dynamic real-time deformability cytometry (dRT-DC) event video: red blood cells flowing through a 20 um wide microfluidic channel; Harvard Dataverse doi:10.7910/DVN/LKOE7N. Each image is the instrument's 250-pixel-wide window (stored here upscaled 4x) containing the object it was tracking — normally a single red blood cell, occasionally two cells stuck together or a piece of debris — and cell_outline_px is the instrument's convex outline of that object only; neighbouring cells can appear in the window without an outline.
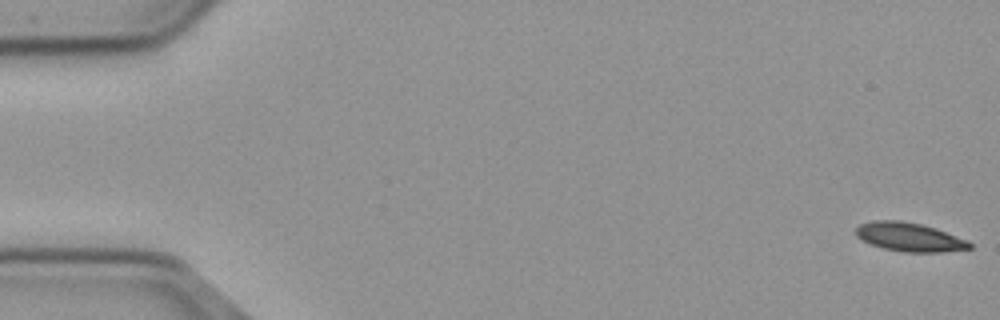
{"species": "common noctule bat (a hibernating species)", "species_latin": "Nyctalus noctula", "temperature_condition": "cold", "stored_images_in_passage": 56, "camera_frame_rate_fps": 3000, "um_per_image_px": 0.085, "animal": {"sex": "male", "body_mass_g": 23.1, "forearm_length_mm": 52.7}, "frame": {"image": 1, "passage_image": 1, "time_ms": 0.0, "image_size_px": [1000, 320], "cell_outline_px": [[972, 248], [940, 252], [904, 252], [884, 248], [872, 244], [856, 236], [856, 228], [860, 224], [872, 220], [900, 220], [920, 224], [936, 228], [968, 240], [972, 244]], "centroid_in_image_um": [77.32, 20.14], "position_along_channel_um": 7.7, "area_um2": 18.96}}
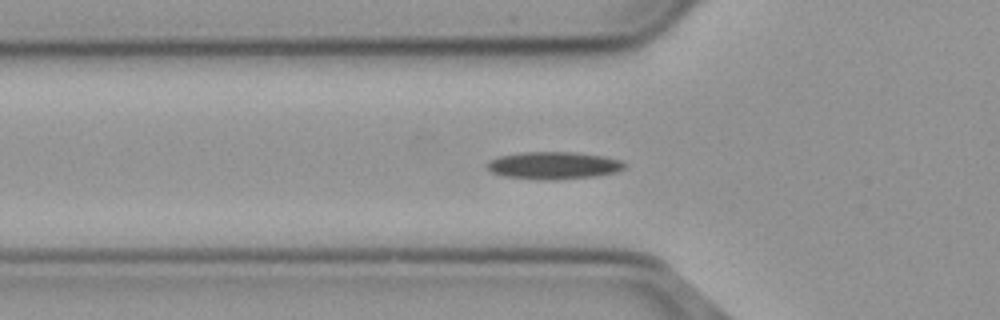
{"frame": {"image": 2, "passage_image": 19, "time_ms": 6.0, "image_size_px": [1000, 320], "cell_outline_px": [[628, 164], [624, 168], [616, 172], [596, 176], [552, 180], [544, 180], [504, 176], [492, 172], [488, 168], [488, 164], [492, 160], [500, 156], [520, 152], [572, 152], [604, 156], [620, 160]], "centroid_in_image_um": [47.11, 14.06], "position_along_channel_um": 78.7, "area_um2": 21.79}}
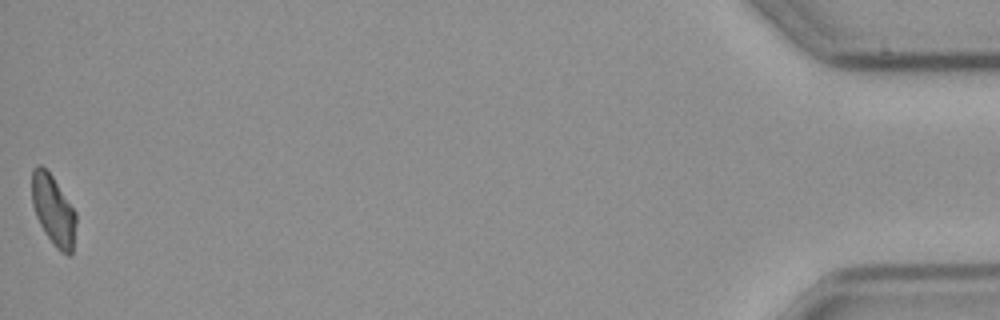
{"frame": {"image": 3, "passage_image": 56, "time_ms": 18.333, "image_size_px": [1000, 320], "cell_outline_px": [[76, 224], [72, 256], [68, 256], [60, 252], [56, 248], [44, 232], [36, 216], [32, 204], [32, 168], [36, 164], [40, 164], [52, 176], [76, 212]], "centroid_in_image_um": [4.54, 17.9], "position_along_channel_um": 430.7, "area_um2": 18.15}, "authors_computed_cell_mechanics": {"area_um2": 19.652, "velocity_mm_per_s": 3.6829, "shape_relaxation_time_tau1_ms": null, "shape_relaxation_time_tau2_ms": 5.9401, "deformation_change_tau1": null, "deformation_change_tau2": 0.1283}}